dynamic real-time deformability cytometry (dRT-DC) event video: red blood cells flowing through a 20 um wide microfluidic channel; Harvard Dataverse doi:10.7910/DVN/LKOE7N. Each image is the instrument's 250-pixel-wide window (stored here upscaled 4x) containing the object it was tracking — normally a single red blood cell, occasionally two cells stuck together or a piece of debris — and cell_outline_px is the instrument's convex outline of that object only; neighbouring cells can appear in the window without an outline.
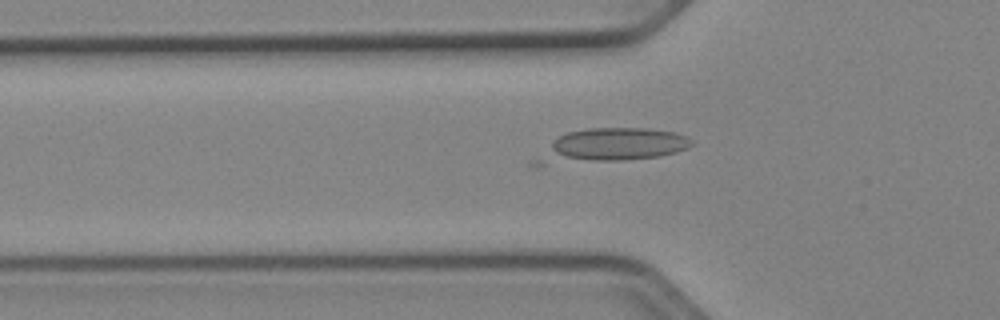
{"species": "Egyptian fruit bat (a non-hibernating species)", "species_latin": "Rousettus aegyptiacus", "temperature_condition": "cold", "stored_images_in_passage": 17, "camera_frame_rate_fps": 3000, "um_per_image_px": 0.085, "animal": {"sex": "female"}, "frame": {"image": 1, "passage_image": 5, "time_ms": 1.333, "image_size_px": [1000, 320], "cell_outline_px": [[692, 144], [688, 148], [676, 152], [660, 156], [624, 160], [536, 168], [528, 164], [528, 160], [552, 140], [568, 132], [588, 128], [648, 128], [676, 132], [692, 140]], "centroid_in_image_um": [51.7, 12.43], "position_along_channel_um": 74.1, "area_um2": 31.96}}
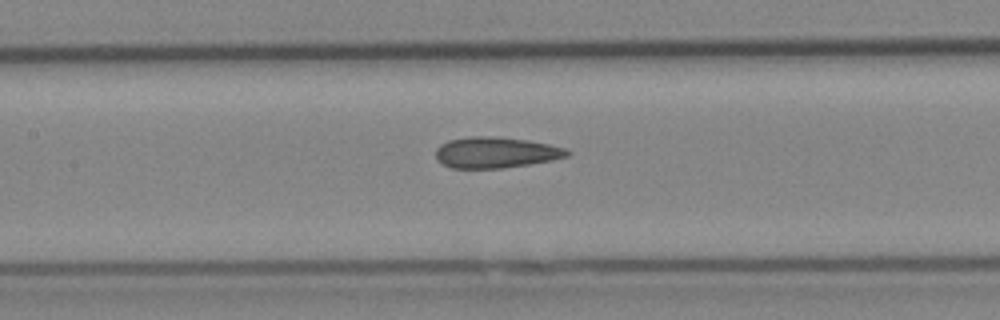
{"frame": {"image": 2, "passage_image": 12, "time_ms": 3.667, "image_size_px": [1000, 320], "cell_outline_px": [[572, 152], [568, 156], [552, 160], [528, 164], [500, 168], [452, 168], [436, 160], [436, 148], [440, 144], [448, 140], [468, 136], [488, 136], [528, 140], [568, 148]], "centroid_in_image_um": [42.14, 12.95], "position_along_channel_um": 165.3, "area_um2": 23.76}}
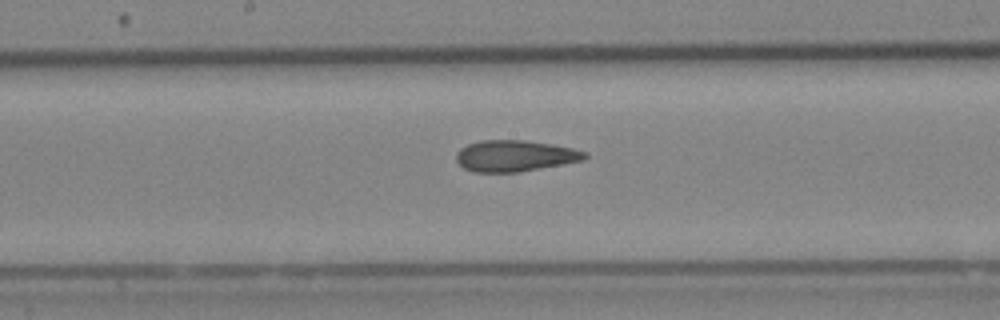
{"frame": {"image": 3, "passage_image": 15, "time_ms": 4.667, "image_size_px": [1000, 320], "cell_outline_px": [[588, 156], [584, 160], [564, 164], [516, 172], [472, 172], [464, 168], [456, 160], [456, 152], [460, 148], [468, 144], [480, 140], [524, 140], [552, 144], [572, 148], [588, 152]], "centroid_in_image_um": [43.77, 13.24], "position_along_channel_um": 204.4, "area_um2": 23.47}}